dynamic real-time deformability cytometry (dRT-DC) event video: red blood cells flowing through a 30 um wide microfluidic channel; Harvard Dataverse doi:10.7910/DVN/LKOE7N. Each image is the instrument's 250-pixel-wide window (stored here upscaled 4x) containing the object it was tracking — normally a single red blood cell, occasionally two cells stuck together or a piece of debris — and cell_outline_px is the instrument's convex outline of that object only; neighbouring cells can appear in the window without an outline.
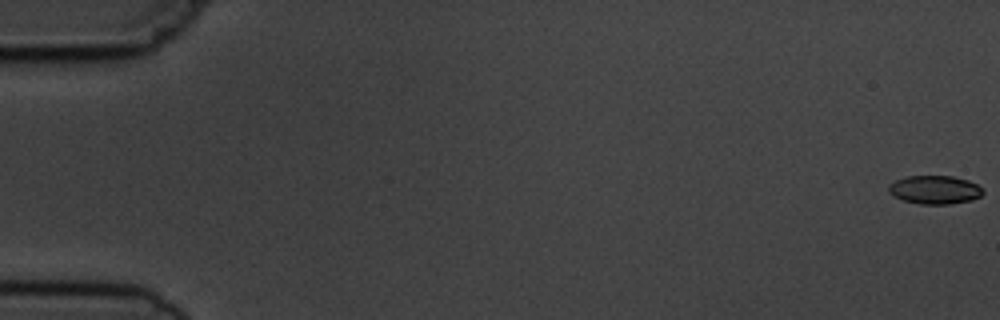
{"species": "common noctule bat (a hibernating species)", "species_latin": "Nyctalus noctula", "temperature_condition": "cold", "stored_images_in_passage": 5, "camera_frame_rate_fps": 3000, "um_per_image_px": 0.085, "animal": {"sex": "male", "body_mass_g": 19.5, "forearm_length_mm": 54.6}, "frame": {"image": 1, "passage_image": 1, "time_ms": 0.0, "image_size_px": [1000, 320], "cell_outline_px": [[984, 192], [980, 196], [972, 200], [948, 204], [920, 204], [904, 200], [888, 192], [888, 184], [896, 180], [908, 176], [952, 176], [968, 180], [984, 188]], "centroid_in_image_um": [79.48, 16.12], "position_along_channel_um": 5.5, "area_um2": 15.61}}
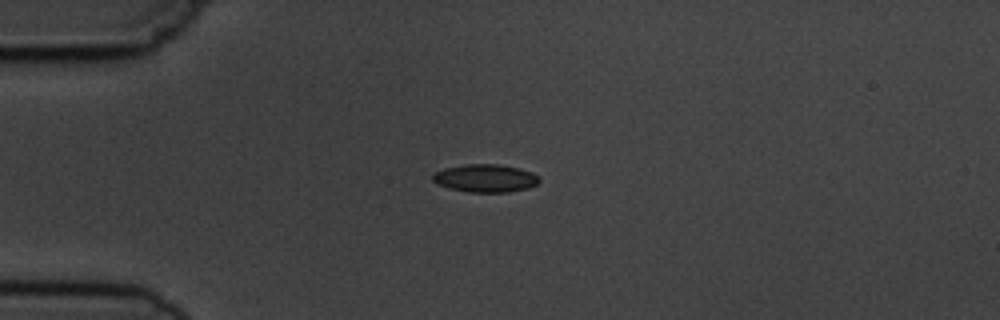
{"frame": {"image": 2, "passage_image": 5, "time_ms": 4.667, "image_size_px": [1000, 320], "cell_outline_px": [[540, 180], [536, 184], [528, 188], [508, 192], [468, 192], [448, 188], [436, 184], [432, 180], [432, 176], [436, 172], [444, 168], [464, 164], [500, 164], [532, 172], [540, 176]], "centroid_in_image_um": [41.24, 15.15], "position_along_channel_um": 43.8, "area_um2": 17.4}}